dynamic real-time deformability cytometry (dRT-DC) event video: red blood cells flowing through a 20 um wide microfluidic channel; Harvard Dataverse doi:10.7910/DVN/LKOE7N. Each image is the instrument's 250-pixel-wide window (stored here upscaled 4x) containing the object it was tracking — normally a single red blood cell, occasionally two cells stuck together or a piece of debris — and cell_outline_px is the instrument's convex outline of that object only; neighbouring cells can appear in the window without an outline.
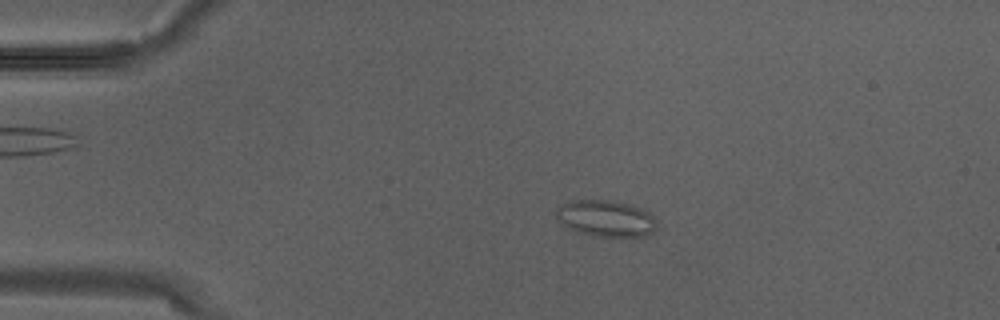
{"species": "Egyptian fruit bat (a non-hibernating species)", "species_latin": "Rousettus aegyptiacus", "temperature_condition": "warm", "stored_images_in_passage": 2, "camera_frame_rate_fps": 3000, "um_per_image_px": 0.085, "animal": {"sex": "male"}, "frame": {"image": 1, "passage_image": 1, "time_ms": 0.0, "image_size_px": [1000, 320], "cell_outline_px": [[656, 228], [648, 236], [588, 236], [576, 232], [568, 228], [556, 216], [556, 208], [572, 200], [608, 200], [628, 204], [640, 208], [648, 212], [656, 220]], "centroid_in_image_um": [51.5, 18.58], "position_along_channel_um": 33.5, "area_um2": 21.27}}